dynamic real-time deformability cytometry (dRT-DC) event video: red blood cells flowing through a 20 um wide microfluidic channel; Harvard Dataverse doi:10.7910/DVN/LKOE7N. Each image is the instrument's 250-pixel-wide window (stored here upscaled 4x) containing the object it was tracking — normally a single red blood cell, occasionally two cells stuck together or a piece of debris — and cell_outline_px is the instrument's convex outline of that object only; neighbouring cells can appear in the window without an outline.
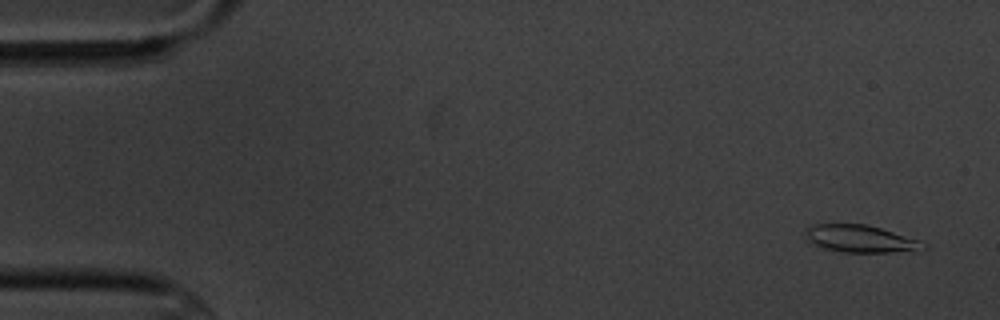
{"species": "common noctule bat (a hibernating species)", "species_latin": "Nyctalus noctula", "temperature_condition": "cold", "stored_images_in_passage": 7, "camera_frame_rate_fps": 3000, "um_per_image_px": 0.085, "animal": {"sex": "male", "body_mass_g": 20.1, "forearm_length_mm": 53.5}, "frame": {"image": 1, "passage_image": 1, "time_ms": 0.0, "image_size_px": [1000, 320], "cell_outline_px": [[928, 248], [888, 252], [844, 252], [824, 248], [812, 244], [804, 240], [804, 228], [808, 224], [868, 224], [920, 240]], "centroid_in_image_um": [73.01, 20.27], "position_along_channel_um": 12.0, "area_um2": 18.9}}
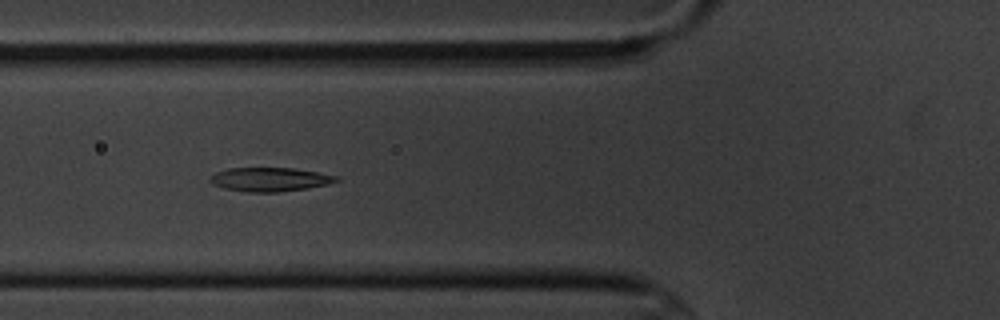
{"frame": {"image": 2, "passage_image": 6, "time_ms": 6.0, "image_size_px": [1000, 320], "cell_outline_px": [[340, 180], [328, 184], [308, 188], [280, 192], [248, 192], [224, 188], [212, 184], [208, 180], [216, 172], [228, 168], [292, 168], [316, 172], [336, 176]], "centroid_in_image_um": [22.92, 15.25], "position_along_channel_um": 102.9, "area_um2": 17.46}}
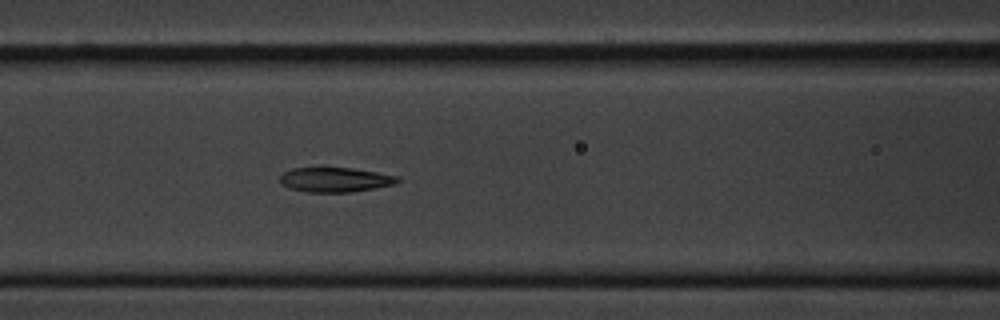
{"frame": {"image": 3, "passage_image": 7, "time_ms": 7.0, "image_size_px": [1000, 320], "cell_outline_px": [[400, 180], [396, 184], [348, 192], [308, 192], [288, 188], [280, 184], [280, 176], [284, 172], [292, 168], [352, 168], [400, 176]], "centroid_in_image_um": [28.47, 15.27], "position_along_channel_um": 138.1, "area_um2": 16.82}}